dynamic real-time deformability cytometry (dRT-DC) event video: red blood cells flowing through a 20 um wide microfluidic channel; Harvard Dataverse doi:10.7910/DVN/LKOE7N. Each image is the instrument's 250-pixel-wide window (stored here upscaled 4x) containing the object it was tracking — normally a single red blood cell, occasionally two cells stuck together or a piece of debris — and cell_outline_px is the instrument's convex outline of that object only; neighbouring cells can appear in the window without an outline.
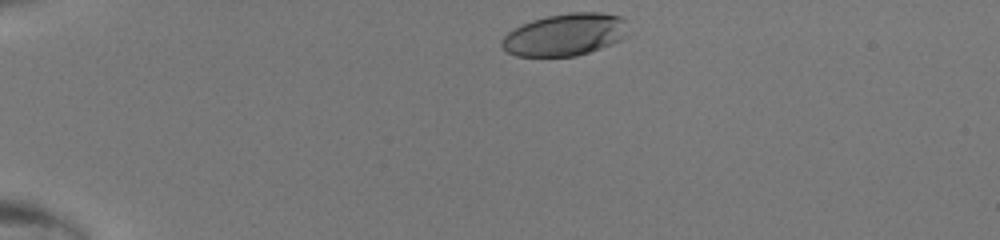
{"species": "human", "species_latin": "Homo sapiens", "temperature_condition": "room temperature", "stored_images_in_passage": 33, "camera_frame_rate_fps": 3000, "um_per_image_px": 0.085, "donor": {"sex": "male"}, "frame": {"image": 1, "passage_image": 1, "time_ms": 0.0, "image_size_px": [1000, 240], "cell_outline_px": [[628, 36], [620, 40], [600, 48], [576, 56], [516, 56], [508, 52], [500, 44], [500, 40], [508, 32], [532, 20], [548, 16], [572, 12], [600, 12], [620, 16], [624, 20]], "centroid_in_image_um": [48.03, 2.94], "position_along_channel_um": 37.0, "area_um2": 30.87}}
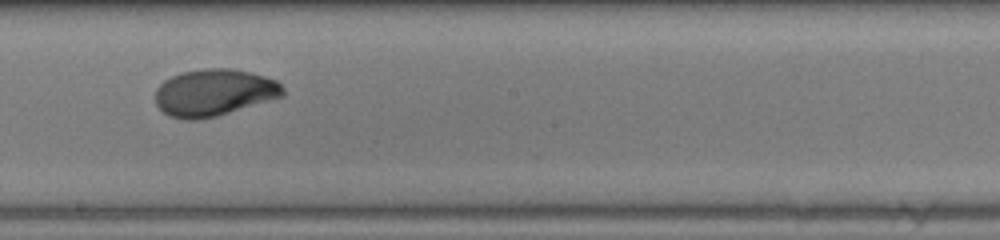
{"frame": {"image": 2, "passage_image": 19, "time_ms": 6.0, "image_size_px": [1000, 240], "cell_outline_px": [[284, 96], [216, 116], [196, 120], [184, 120], [168, 116], [156, 104], [156, 88], [164, 80], [172, 76], [184, 72], [204, 68], [228, 68], [248, 72], [264, 76], [276, 80], [284, 88]], "centroid_in_image_um": [18.18, 7.87], "position_along_channel_um": 230.0, "area_um2": 34.74}}
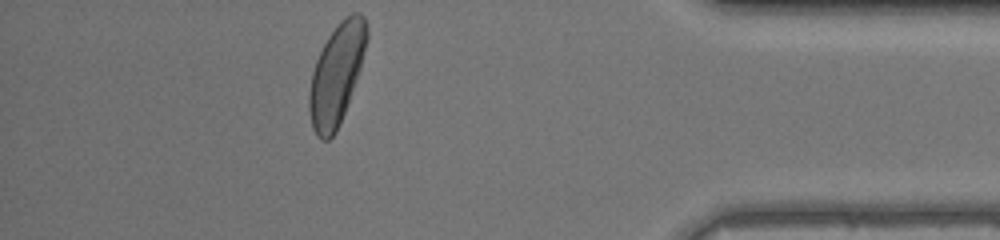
{"frame": {"image": 3, "passage_image": 33, "time_ms": 10.667, "image_size_px": [1000, 240], "cell_outline_px": [[368, 40], [360, 68], [356, 80], [340, 124], [336, 132], [328, 140], [320, 140], [316, 136], [312, 128], [308, 108], [308, 92], [312, 72], [316, 60], [328, 36], [340, 20], [352, 12], [360, 12], [364, 16], [368, 28]], "centroid_in_image_um": [28.6, 6.31], "position_along_channel_um": 406.6, "area_um2": 33.93}}